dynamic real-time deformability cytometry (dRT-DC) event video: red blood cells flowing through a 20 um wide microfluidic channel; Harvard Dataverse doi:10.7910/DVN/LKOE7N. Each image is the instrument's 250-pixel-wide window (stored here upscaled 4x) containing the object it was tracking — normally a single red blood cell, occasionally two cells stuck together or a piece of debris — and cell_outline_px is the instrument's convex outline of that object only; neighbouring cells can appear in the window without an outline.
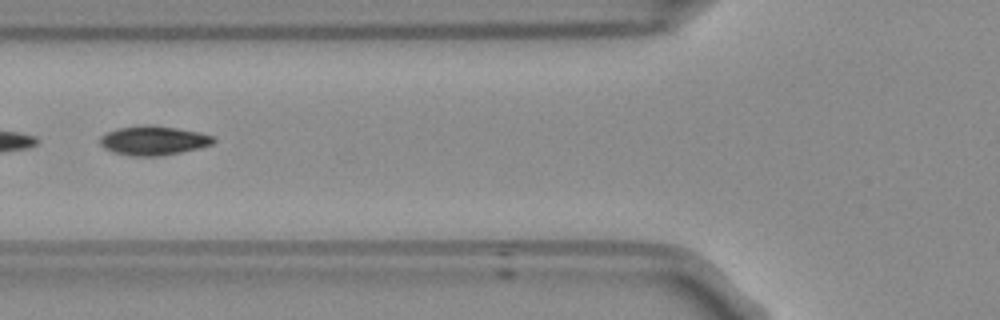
{"species": "Egyptian fruit bat (a non-hibernating species)", "species_latin": "Rousettus aegyptiacus", "temperature_condition": "room temperature", "stored_images_in_passage": 19, "segment_of_instrument_passage": [2, 2], "camera_frame_rate_fps": 3000, "um_per_image_px": 0.085, "frame": {"image": 1, "passage_image": 12, "time_ms": 3.667, "image_size_px": [1000, 320], "cell_outline_px": [[216, 140], [212, 144], [180, 152], [160, 156], [132, 156], [116, 152], [104, 148], [100, 144], [100, 136], [116, 128], [144, 124], [152, 124], [200, 132], [216, 136]], "centroid_in_image_um": [13.05, 11.92], "position_along_channel_um": 112.7, "area_um2": 19.36}}